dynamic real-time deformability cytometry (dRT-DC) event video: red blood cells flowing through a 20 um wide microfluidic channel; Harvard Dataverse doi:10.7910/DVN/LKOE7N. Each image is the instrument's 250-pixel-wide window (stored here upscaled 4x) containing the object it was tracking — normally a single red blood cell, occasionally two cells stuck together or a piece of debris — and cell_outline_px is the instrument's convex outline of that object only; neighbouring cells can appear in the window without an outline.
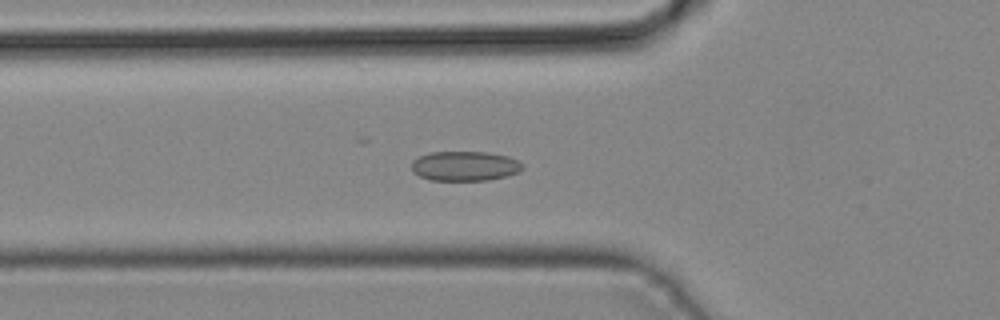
{"species": "common noctule bat (a hibernating species)", "species_latin": "Nyctalus noctula", "temperature_condition": "cold", "stored_images_in_passage": 40, "camera_frame_rate_fps": 3000, "um_per_image_px": 0.085, "animal": {"sex": "male", "body_mass_g": 19.2, "forearm_length_mm": 51.8}, "frame": {"image": 1, "passage_image": 12, "time_ms": 3.667, "image_size_px": [1000, 320], "cell_outline_px": [[524, 168], [508, 176], [488, 180], [428, 180], [412, 172], [412, 160], [420, 156], [432, 152], [488, 152], [508, 156], [524, 164]], "centroid_in_image_um": [39.51, 14.11], "position_along_channel_um": 86.3, "area_um2": 19.25}}
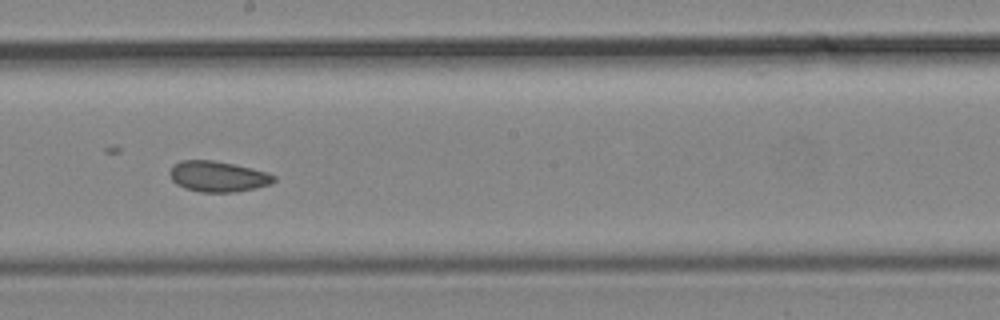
{"frame": {"image": 2, "passage_image": 21, "time_ms": 6.667, "image_size_px": [1000, 320], "cell_outline_px": [[276, 180], [272, 184], [256, 188], [236, 192], [200, 192], [184, 188], [176, 184], [172, 180], [168, 172], [172, 164], [180, 160], [212, 160], [252, 168], [276, 176]], "centroid_in_image_um": [18.49, 15.0], "position_along_channel_um": 229.7, "area_um2": 18.79}}
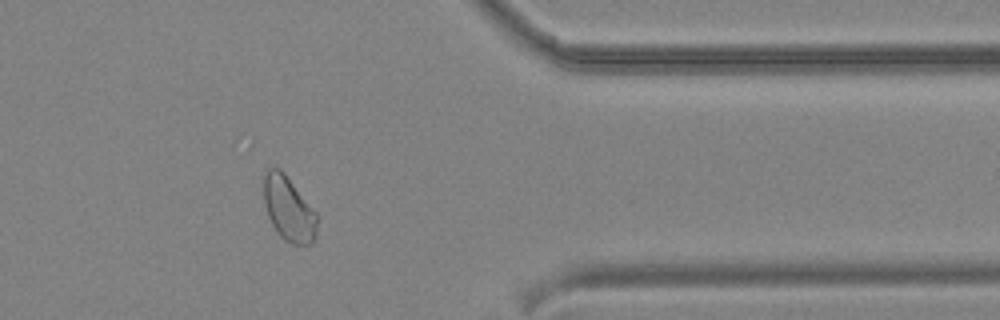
{"frame": {"image": 3, "passage_image": 32, "time_ms": 10.333, "image_size_px": [1000, 320], "cell_outline_px": [[316, 236], [308, 244], [292, 244], [284, 240], [280, 236], [272, 224], [268, 216], [264, 200], [264, 176], [268, 168], [280, 168], [284, 172], [316, 212]], "centroid_in_image_um": [24.52, 17.74], "position_along_channel_um": 386.9, "area_um2": 19.77}}